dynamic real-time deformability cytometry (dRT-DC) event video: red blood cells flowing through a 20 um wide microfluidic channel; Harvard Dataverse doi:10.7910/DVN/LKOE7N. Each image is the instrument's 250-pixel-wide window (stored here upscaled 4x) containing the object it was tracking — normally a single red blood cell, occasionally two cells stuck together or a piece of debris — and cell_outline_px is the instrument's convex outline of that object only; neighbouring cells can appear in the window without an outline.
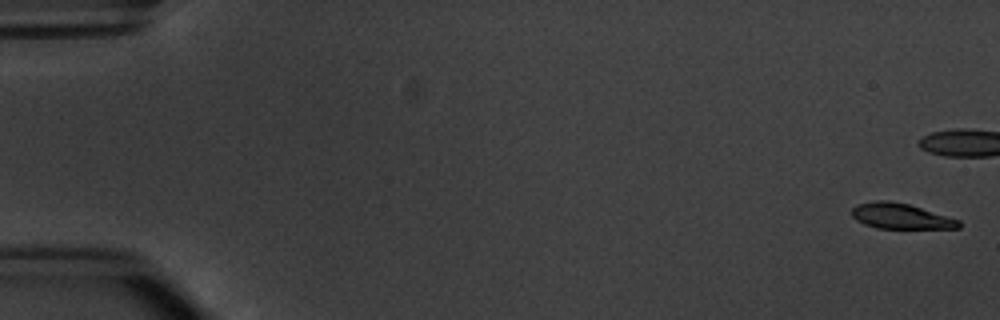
{"species": "common noctule bat (a hibernating species)", "species_latin": "Nyctalus noctula", "temperature_condition": "warm", "stored_images_in_passage": 9, "camera_frame_rate_fps": 3000, "um_per_image_px": 0.085, "animal": {"sex": "male", "body_mass_g": 20.1, "forearm_length_mm": 53.5}, "frame": {"image": 1, "passage_image": 1, "time_ms": 0.0, "image_size_px": [1000, 320], "cell_outline_px": [[960, 228], [876, 228], [864, 224], [856, 220], [852, 216], [852, 208], [856, 204], [876, 200], [888, 200], [908, 204], [960, 220]], "centroid_in_image_um": [76.52, 18.37], "position_along_channel_um": 8.5, "area_um2": 15.78}}
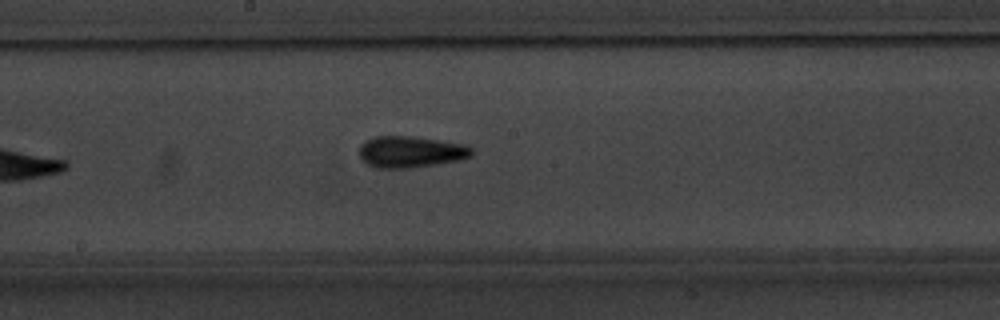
{"frame": {"image": 2, "passage_image": 9, "time_ms": 10.333, "image_size_px": [1000, 320], "cell_outline_px": [[472, 156], [460, 160], [436, 164], [408, 168], [372, 168], [360, 156], [360, 144], [364, 140], [376, 136], [412, 136], [464, 144], [472, 148]], "centroid_in_image_um": [34.89, 12.9], "position_along_channel_um": 213.3, "area_um2": 20.63}}